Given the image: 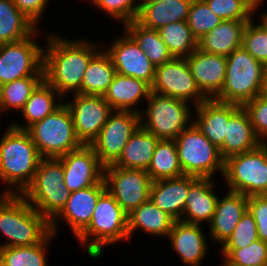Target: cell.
I'll return each instance as SVG.
<instances>
[{"mask_svg": "<svg viewBox=\"0 0 267 266\" xmlns=\"http://www.w3.org/2000/svg\"><path fill=\"white\" fill-rule=\"evenodd\" d=\"M43 50L44 80L64 98L81 94V83L90 60L100 51L99 45L85 39L69 40L56 34L46 36Z\"/></svg>", "mask_w": 267, "mask_h": 266, "instance_id": "cell-1", "label": "cell"}, {"mask_svg": "<svg viewBox=\"0 0 267 266\" xmlns=\"http://www.w3.org/2000/svg\"><path fill=\"white\" fill-rule=\"evenodd\" d=\"M5 131L0 139V180L9 188L1 194H22L43 157L26 130L10 125Z\"/></svg>", "mask_w": 267, "mask_h": 266, "instance_id": "cell-2", "label": "cell"}, {"mask_svg": "<svg viewBox=\"0 0 267 266\" xmlns=\"http://www.w3.org/2000/svg\"><path fill=\"white\" fill-rule=\"evenodd\" d=\"M0 195V231L7 238L0 247L32 246L51 233L50 222L21 194Z\"/></svg>", "mask_w": 267, "mask_h": 266, "instance_id": "cell-3", "label": "cell"}, {"mask_svg": "<svg viewBox=\"0 0 267 266\" xmlns=\"http://www.w3.org/2000/svg\"><path fill=\"white\" fill-rule=\"evenodd\" d=\"M76 238L91 258H100L104 246L129 239L128 214L105 190L97 201L89 225Z\"/></svg>", "mask_w": 267, "mask_h": 266, "instance_id": "cell-4", "label": "cell"}, {"mask_svg": "<svg viewBox=\"0 0 267 266\" xmlns=\"http://www.w3.org/2000/svg\"><path fill=\"white\" fill-rule=\"evenodd\" d=\"M64 178L60 158H42L32 183L21 194L49 222L62 211L70 197Z\"/></svg>", "mask_w": 267, "mask_h": 266, "instance_id": "cell-5", "label": "cell"}, {"mask_svg": "<svg viewBox=\"0 0 267 266\" xmlns=\"http://www.w3.org/2000/svg\"><path fill=\"white\" fill-rule=\"evenodd\" d=\"M226 58L225 82L222 90L213 99L243 106L261 95L265 65L257 61L243 47L235 49Z\"/></svg>", "mask_w": 267, "mask_h": 266, "instance_id": "cell-6", "label": "cell"}, {"mask_svg": "<svg viewBox=\"0 0 267 266\" xmlns=\"http://www.w3.org/2000/svg\"><path fill=\"white\" fill-rule=\"evenodd\" d=\"M26 131L43 158H60L83 145L76 136L71 113L64 102Z\"/></svg>", "mask_w": 267, "mask_h": 266, "instance_id": "cell-7", "label": "cell"}, {"mask_svg": "<svg viewBox=\"0 0 267 266\" xmlns=\"http://www.w3.org/2000/svg\"><path fill=\"white\" fill-rule=\"evenodd\" d=\"M175 143L184 175L213 178L215 172L224 174L225 160L219 149L193 123L176 137Z\"/></svg>", "mask_w": 267, "mask_h": 266, "instance_id": "cell-8", "label": "cell"}, {"mask_svg": "<svg viewBox=\"0 0 267 266\" xmlns=\"http://www.w3.org/2000/svg\"><path fill=\"white\" fill-rule=\"evenodd\" d=\"M147 102L145 113H140L141 127L158 139L175 140L193 123L192 108L185 100L150 92Z\"/></svg>", "mask_w": 267, "mask_h": 266, "instance_id": "cell-9", "label": "cell"}, {"mask_svg": "<svg viewBox=\"0 0 267 266\" xmlns=\"http://www.w3.org/2000/svg\"><path fill=\"white\" fill-rule=\"evenodd\" d=\"M223 178L229 191L247 197L267 195V144L225 159Z\"/></svg>", "mask_w": 267, "mask_h": 266, "instance_id": "cell-10", "label": "cell"}, {"mask_svg": "<svg viewBox=\"0 0 267 266\" xmlns=\"http://www.w3.org/2000/svg\"><path fill=\"white\" fill-rule=\"evenodd\" d=\"M38 33L39 29L22 40L0 44V86L25 77L44 76V48L34 39Z\"/></svg>", "mask_w": 267, "mask_h": 266, "instance_id": "cell-11", "label": "cell"}, {"mask_svg": "<svg viewBox=\"0 0 267 266\" xmlns=\"http://www.w3.org/2000/svg\"><path fill=\"white\" fill-rule=\"evenodd\" d=\"M106 190L129 215L150 197L152 180L143 169L104 167Z\"/></svg>", "mask_w": 267, "mask_h": 266, "instance_id": "cell-12", "label": "cell"}, {"mask_svg": "<svg viewBox=\"0 0 267 266\" xmlns=\"http://www.w3.org/2000/svg\"><path fill=\"white\" fill-rule=\"evenodd\" d=\"M140 121V113L132 111H113L109 116L98 137L90 144L104 167L119 159L126 143L141 126Z\"/></svg>", "mask_w": 267, "mask_h": 266, "instance_id": "cell-13", "label": "cell"}, {"mask_svg": "<svg viewBox=\"0 0 267 266\" xmlns=\"http://www.w3.org/2000/svg\"><path fill=\"white\" fill-rule=\"evenodd\" d=\"M151 92L191 101L194 106L208 99L198 88L185 58H173L156 66Z\"/></svg>", "mask_w": 267, "mask_h": 266, "instance_id": "cell-14", "label": "cell"}, {"mask_svg": "<svg viewBox=\"0 0 267 266\" xmlns=\"http://www.w3.org/2000/svg\"><path fill=\"white\" fill-rule=\"evenodd\" d=\"M72 96L73 101L64 103L71 113L76 136L83 145H90L114 110L105 101L104 96L79 93Z\"/></svg>", "mask_w": 267, "mask_h": 266, "instance_id": "cell-15", "label": "cell"}, {"mask_svg": "<svg viewBox=\"0 0 267 266\" xmlns=\"http://www.w3.org/2000/svg\"><path fill=\"white\" fill-rule=\"evenodd\" d=\"M64 183L70 192L86 189L104 179V166L91 145H82L60 157Z\"/></svg>", "mask_w": 267, "mask_h": 266, "instance_id": "cell-16", "label": "cell"}, {"mask_svg": "<svg viewBox=\"0 0 267 266\" xmlns=\"http://www.w3.org/2000/svg\"><path fill=\"white\" fill-rule=\"evenodd\" d=\"M124 32L122 37L119 36L108 49H105V52L110 56L118 74L143 80L151 86L156 66L134 39L126 31Z\"/></svg>", "mask_w": 267, "mask_h": 266, "instance_id": "cell-17", "label": "cell"}, {"mask_svg": "<svg viewBox=\"0 0 267 266\" xmlns=\"http://www.w3.org/2000/svg\"><path fill=\"white\" fill-rule=\"evenodd\" d=\"M106 190L104 179L86 189L71 192L62 211L50 222L51 232L56 235L57 221L67 222L75 237H77L90 223L97 201Z\"/></svg>", "mask_w": 267, "mask_h": 266, "instance_id": "cell-18", "label": "cell"}, {"mask_svg": "<svg viewBox=\"0 0 267 266\" xmlns=\"http://www.w3.org/2000/svg\"><path fill=\"white\" fill-rule=\"evenodd\" d=\"M200 91L213 99L223 88L227 58L196 49L185 58Z\"/></svg>", "mask_w": 267, "mask_h": 266, "instance_id": "cell-19", "label": "cell"}, {"mask_svg": "<svg viewBox=\"0 0 267 266\" xmlns=\"http://www.w3.org/2000/svg\"><path fill=\"white\" fill-rule=\"evenodd\" d=\"M194 107L196 113L193 116V124L219 149L226 136L228 119L241 106L207 99Z\"/></svg>", "mask_w": 267, "mask_h": 266, "instance_id": "cell-20", "label": "cell"}, {"mask_svg": "<svg viewBox=\"0 0 267 266\" xmlns=\"http://www.w3.org/2000/svg\"><path fill=\"white\" fill-rule=\"evenodd\" d=\"M168 240L185 265L200 266L208 251L201 224L177 220L168 234Z\"/></svg>", "mask_w": 267, "mask_h": 266, "instance_id": "cell-21", "label": "cell"}, {"mask_svg": "<svg viewBox=\"0 0 267 266\" xmlns=\"http://www.w3.org/2000/svg\"><path fill=\"white\" fill-rule=\"evenodd\" d=\"M213 180L189 175V191L181 221L194 224L211 222L219 198L213 191Z\"/></svg>", "mask_w": 267, "mask_h": 266, "instance_id": "cell-22", "label": "cell"}, {"mask_svg": "<svg viewBox=\"0 0 267 266\" xmlns=\"http://www.w3.org/2000/svg\"><path fill=\"white\" fill-rule=\"evenodd\" d=\"M248 198L242 193L228 191L218 198L216 209L209 223V236L222 246L231 236L242 215L248 209Z\"/></svg>", "mask_w": 267, "mask_h": 266, "instance_id": "cell-23", "label": "cell"}, {"mask_svg": "<svg viewBox=\"0 0 267 266\" xmlns=\"http://www.w3.org/2000/svg\"><path fill=\"white\" fill-rule=\"evenodd\" d=\"M189 191V175L153 181L149 199L175 221L181 220Z\"/></svg>", "mask_w": 267, "mask_h": 266, "instance_id": "cell-24", "label": "cell"}, {"mask_svg": "<svg viewBox=\"0 0 267 266\" xmlns=\"http://www.w3.org/2000/svg\"><path fill=\"white\" fill-rule=\"evenodd\" d=\"M261 144L251 124L249 114L241 106L228 119L226 136L223 145L219 148L221 157L225 160L229 156L252 151Z\"/></svg>", "mask_w": 267, "mask_h": 266, "instance_id": "cell-25", "label": "cell"}, {"mask_svg": "<svg viewBox=\"0 0 267 266\" xmlns=\"http://www.w3.org/2000/svg\"><path fill=\"white\" fill-rule=\"evenodd\" d=\"M150 92L151 86L145 81L116 72L104 98L114 111L141 113L133 107L139 104L142 98L148 100Z\"/></svg>", "mask_w": 267, "mask_h": 266, "instance_id": "cell-26", "label": "cell"}, {"mask_svg": "<svg viewBox=\"0 0 267 266\" xmlns=\"http://www.w3.org/2000/svg\"><path fill=\"white\" fill-rule=\"evenodd\" d=\"M248 21L222 20L198 41V49L227 57L242 47L243 33Z\"/></svg>", "mask_w": 267, "mask_h": 266, "instance_id": "cell-27", "label": "cell"}, {"mask_svg": "<svg viewBox=\"0 0 267 266\" xmlns=\"http://www.w3.org/2000/svg\"><path fill=\"white\" fill-rule=\"evenodd\" d=\"M193 0H164L154 4H139L136 21L149 29L158 30L170 23L187 21Z\"/></svg>", "mask_w": 267, "mask_h": 266, "instance_id": "cell-28", "label": "cell"}, {"mask_svg": "<svg viewBox=\"0 0 267 266\" xmlns=\"http://www.w3.org/2000/svg\"><path fill=\"white\" fill-rule=\"evenodd\" d=\"M174 222L175 220L170 215L148 199L128 215L129 239L137 229L152 236L167 237Z\"/></svg>", "mask_w": 267, "mask_h": 266, "instance_id": "cell-29", "label": "cell"}, {"mask_svg": "<svg viewBox=\"0 0 267 266\" xmlns=\"http://www.w3.org/2000/svg\"><path fill=\"white\" fill-rule=\"evenodd\" d=\"M57 99L60 101L58 102ZM62 99L63 97L58 91L43 80L32 92L24 108L20 111L26 124L13 122L11 125L17 129L26 130L32 124L43 120L58 109L63 104L61 103L63 102Z\"/></svg>", "mask_w": 267, "mask_h": 266, "instance_id": "cell-30", "label": "cell"}, {"mask_svg": "<svg viewBox=\"0 0 267 266\" xmlns=\"http://www.w3.org/2000/svg\"><path fill=\"white\" fill-rule=\"evenodd\" d=\"M159 139L141 126L134 132L113 166L147 170Z\"/></svg>", "mask_w": 267, "mask_h": 266, "instance_id": "cell-31", "label": "cell"}, {"mask_svg": "<svg viewBox=\"0 0 267 266\" xmlns=\"http://www.w3.org/2000/svg\"><path fill=\"white\" fill-rule=\"evenodd\" d=\"M37 30V25L12 0H0V44L22 40Z\"/></svg>", "mask_w": 267, "mask_h": 266, "instance_id": "cell-32", "label": "cell"}, {"mask_svg": "<svg viewBox=\"0 0 267 266\" xmlns=\"http://www.w3.org/2000/svg\"><path fill=\"white\" fill-rule=\"evenodd\" d=\"M116 73L110 56L100 50L89 62L81 83V94L104 96Z\"/></svg>", "mask_w": 267, "mask_h": 266, "instance_id": "cell-33", "label": "cell"}, {"mask_svg": "<svg viewBox=\"0 0 267 266\" xmlns=\"http://www.w3.org/2000/svg\"><path fill=\"white\" fill-rule=\"evenodd\" d=\"M146 172L149 174L152 182L184 175L179 163L175 140L159 139Z\"/></svg>", "mask_w": 267, "mask_h": 266, "instance_id": "cell-34", "label": "cell"}, {"mask_svg": "<svg viewBox=\"0 0 267 266\" xmlns=\"http://www.w3.org/2000/svg\"><path fill=\"white\" fill-rule=\"evenodd\" d=\"M122 26H124L123 29L134 39L139 48L145 52V55L155 66L162 65L173 59L157 30L146 28L136 20Z\"/></svg>", "mask_w": 267, "mask_h": 266, "instance_id": "cell-35", "label": "cell"}, {"mask_svg": "<svg viewBox=\"0 0 267 266\" xmlns=\"http://www.w3.org/2000/svg\"><path fill=\"white\" fill-rule=\"evenodd\" d=\"M54 234L51 232L42 242L32 246L0 247L2 266H48L46 252Z\"/></svg>", "mask_w": 267, "mask_h": 266, "instance_id": "cell-36", "label": "cell"}, {"mask_svg": "<svg viewBox=\"0 0 267 266\" xmlns=\"http://www.w3.org/2000/svg\"><path fill=\"white\" fill-rule=\"evenodd\" d=\"M157 31L173 58H187L198 48V41L187 21L170 23Z\"/></svg>", "mask_w": 267, "mask_h": 266, "instance_id": "cell-37", "label": "cell"}, {"mask_svg": "<svg viewBox=\"0 0 267 266\" xmlns=\"http://www.w3.org/2000/svg\"><path fill=\"white\" fill-rule=\"evenodd\" d=\"M44 76H30L0 86V110L21 111Z\"/></svg>", "mask_w": 267, "mask_h": 266, "instance_id": "cell-38", "label": "cell"}, {"mask_svg": "<svg viewBox=\"0 0 267 266\" xmlns=\"http://www.w3.org/2000/svg\"><path fill=\"white\" fill-rule=\"evenodd\" d=\"M222 266H267V242L260 239L239 249H221Z\"/></svg>", "mask_w": 267, "mask_h": 266, "instance_id": "cell-39", "label": "cell"}, {"mask_svg": "<svg viewBox=\"0 0 267 266\" xmlns=\"http://www.w3.org/2000/svg\"><path fill=\"white\" fill-rule=\"evenodd\" d=\"M222 22L204 0H193L189 7L187 23L193 36L199 41Z\"/></svg>", "mask_w": 267, "mask_h": 266, "instance_id": "cell-40", "label": "cell"}, {"mask_svg": "<svg viewBox=\"0 0 267 266\" xmlns=\"http://www.w3.org/2000/svg\"><path fill=\"white\" fill-rule=\"evenodd\" d=\"M242 47L257 61L267 65V29L261 22L255 25L253 18L247 22Z\"/></svg>", "mask_w": 267, "mask_h": 266, "instance_id": "cell-41", "label": "cell"}, {"mask_svg": "<svg viewBox=\"0 0 267 266\" xmlns=\"http://www.w3.org/2000/svg\"><path fill=\"white\" fill-rule=\"evenodd\" d=\"M222 20L250 21L256 14L246 0H204Z\"/></svg>", "mask_w": 267, "mask_h": 266, "instance_id": "cell-42", "label": "cell"}, {"mask_svg": "<svg viewBox=\"0 0 267 266\" xmlns=\"http://www.w3.org/2000/svg\"><path fill=\"white\" fill-rule=\"evenodd\" d=\"M257 224L253 215L247 209L241 220L220 249H239L249 246L258 240Z\"/></svg>", "mask_w": 267, "mask_h": 266, "instance_id": "cell-43", "label": "cell"}, {"mask_svg": "<svg viewBox=\"0 0 267 266\" xmlns=\"http://www.w3.org/2000/svg\"><path fill=\"white\" fill-rule=\"evenodd\" d=\"M90 2L112 18L121 20L123 25L136 20L139 11L138 0H90Z\"/></svg>", "mask_w": 267, "mask_h": 266, "instance_id": "cell-44", "label": "cell"}, {"mask_svg": "<svg viewBox=\"0 0 267 266\" xmlns=\"http://www.w3.org/2000/svg\"><path fill=\"white\" fill-rule=\"evenodd\" d=\"M243 108L250 117L254 131L262 144H267V97L259 95L246 102Z\"/></svg>", "mask_w": 267, "mask_h": 266, "instance_id": "cell-45", "label": "cell"}, {"mask_svg": "<svg viewBox=\"0 0 267 266\" xmlns=\"http://www.w3.org/2000/svg\"><path fill=\"white\" fill-rule=\"evenodd\" d=\"M248 210L257 224L258 238L267 242V195L250 196Z\"/></svg>", "mask_w": 267, "mask_h": 266, "instance_id": "cell-46", "label": "cell"}, {"mask_svg": "<svg viewBox=\"0 0 267 266\" xmlns=\"http://www.w3.org/2000/svg\"><path fill=\"white\" fill-rule=\"evenodd\" d=\"M16 7L38 25L49 0H12ZM48 2V3H47Z\"/></svg>", "mask_w": 267, "mask_h": 266, "instance_id": "cell-47", "label": "cell"}, {"mask_svg": "<svg viewBox=\"0 0 267 266\" xmlns=\"http://www.w3.org/2000/svg\"><path fill=\"white\" fill-rule=\"evenodd\" d=\"M261 95L267 97V65H265L264 82Z\"/></svg>", "mask_w": 267, "mask_h": 266, "instance_id": "cell-48", "label": "cell"}, {"mask_svg": "<svg viewBox=\"0 0 267 266\" xmlns=\"http://www.w3.org/2000/svg\"><path fill=\"white\" fill-rule=\"evenodd\" d=\"M254 9L256 12V9L260 7L261 3H263L264 0H246Z\"/></svg>", "mask_w": 267, "mask_h": 266, "instance_id": "cell-49", "label": "cell"}, {"mask_svg": "<svg viewBox=\"0 0 267 266\" xmlns=\"http://www.w3.org/2000/svg\"><path fill=\"white\" fill-rule=\"evenodd\" d=\"M162 1L164 0H139V4H154Z\"/></svg>", "mask_w": 267, "mask_h": 266, "instance_id": "cell-50", "label": "cell"}, {"mask_svg": "<svg viewBox=\"0 0 267 266\" xmlns=\"http://www.w3.org/2000/svg\"><path fill=\"white\" fill-rule=\"evenodd\" d=\"M260 21L262 22V24L265 26V28L267 29V13L264 14H260Z\"/></svg>", "mask_w": 267, "mask_h": 266, "instance_id": "cell-51", "label": "cell"}]
</instances>
